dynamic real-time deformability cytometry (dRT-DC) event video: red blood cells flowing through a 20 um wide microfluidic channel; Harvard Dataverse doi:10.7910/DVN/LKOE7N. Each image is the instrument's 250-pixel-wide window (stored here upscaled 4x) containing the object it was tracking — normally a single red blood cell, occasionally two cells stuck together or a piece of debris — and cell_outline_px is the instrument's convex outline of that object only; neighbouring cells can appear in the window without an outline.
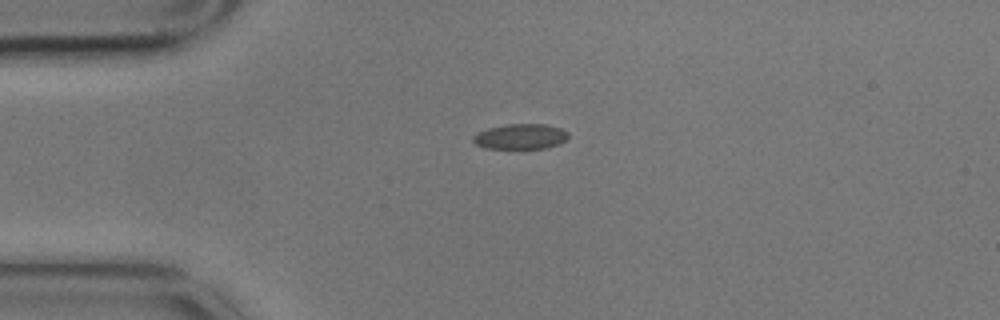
{"species": "common noctule bat (a hibernating species)", "species_latin": "Nyctalus noctula", "temperature_condition": "cold", "stored_images_in_passage": 3, "camera_frame_rate_fps": 3000, "um_per_image_px": 0.085, "animal": {"sex": "male", "body_mass_g": 17.9}, "frame": {"image": 1, "passage_image": 3, "time_ms": 0.667, "image_size_px": [1000, 320], "cell_outline_px": [[568, 140], [560, 144], [548, 148], [484, 148], [476, 144], [472, 140], [472, 136], [476, 132], [488, 128], [508, 124], [548, 124], [560, 128], [568, 132]], "centroid_in_image_um": [44.26, 11.6], "position_along_channel_um": 40.7, "area_um2": 14.22}}